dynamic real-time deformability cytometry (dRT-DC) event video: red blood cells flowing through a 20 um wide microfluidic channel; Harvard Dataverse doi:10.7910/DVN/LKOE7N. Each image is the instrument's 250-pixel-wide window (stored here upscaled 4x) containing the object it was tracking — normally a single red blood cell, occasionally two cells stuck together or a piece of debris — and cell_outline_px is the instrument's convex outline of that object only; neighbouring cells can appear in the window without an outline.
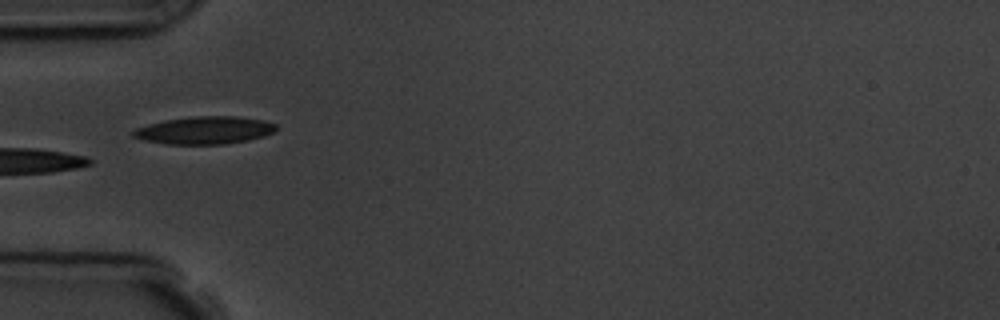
{"species": "common noctule bat (a hibernating species)", "species_latin": "Nyctalus noctula", "temperature_condition": "room temperature", "stored_images_in_passage": 8, "camera_frame_rate_fps": 3000, "um_per_image_px": 0.085, "animal": {"sex": "male", "body_mass_g": 19.5, "forearm_length_mm": 54.6}, "frame": {"image": 1, "passage_image": 6, "time_ms": 5.667, "image_size_px": [1000, 320], "cell_outline_px": [[276, 132], [264, 136], [248, 140], [224, 144], [168, 144], [144, 140], [132, 136], [132, 132], [136, 128], [148, 124], [164, 120], [196, 116], [236, 116], [264, 120], [276, 124]], "centroid_in_image_um": [17.42, 11.07], "position_along_channel_um": 67.6, "area_um2": 23.0}}
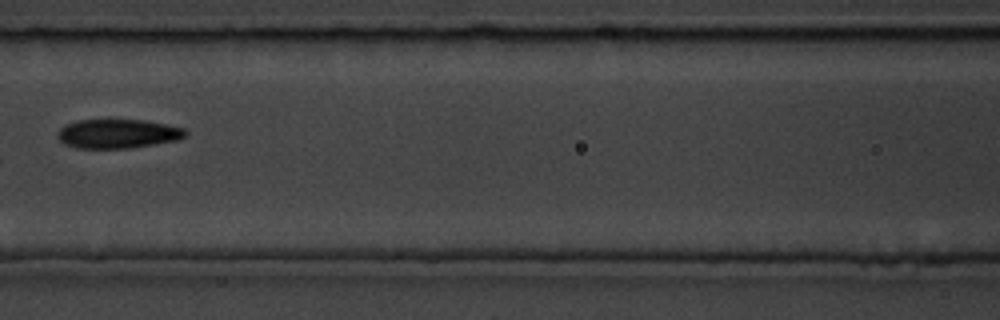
{"frame": {"image": 2, "passage_image": 8, "time_ms": 8.0, "image_size_px": [1000, 320], "cell_outline_px": [[188, 132], [184, 136], [176, 140], [128, 148], [76, 148], [64, 144], [56, 136], [56, 132], [60, 128], [76, 120], [144, 120], [184, 128]], "centroid_in_image_um": [9.96, 11.36], "position_along_channel_um": 156.6, "area_um2": 21.5}}